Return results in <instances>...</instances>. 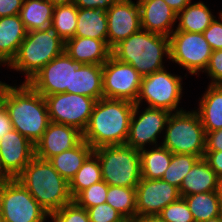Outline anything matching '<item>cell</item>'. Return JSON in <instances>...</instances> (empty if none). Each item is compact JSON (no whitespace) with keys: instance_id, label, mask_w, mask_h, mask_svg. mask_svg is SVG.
I'll return each instance as SVG.
<instances>
[{"instance_id":"1","label":"cell","mask_w":222,"mask_h":222,"mask_svg":"<svg viewBox=\"0 0 222 222\" xmlns=\"http://www.w3.org/2000/svg\"><path fill=\"white\" fill-rule=\"evenodd\" d=\"M135 103L100 98L96 101L83 140L93 149L124 145L129 133Z\"/></svg>"},{"instance_id":"2","label":"cell","mask_w":222,"mask_h":222,"mask_svg":"<svg viewBox=\"0 0 222 222\" xmlns=\"http://www.w3.org/2000/svg\"><path fill=\"white\" fill-rule=\"evenodd\" d=\"M3 105L12 127L35 145L50 123L45 97L28 83L19 86L6 83Z\"/></svg>"},{"instance_id":"3","label":"cell","mask_w":222,"mask_h":222,"mask_svg":"<svg viewBox=\"0 0 222 222\" xmlns=\"http://www.w3.org/2000/svg\"><path fill=\"white\" fill-rule=\"evenodd\" d=\"M16 179L49 214L73 201L69 183L48 160L35 156Z\"/></svg>"},{"instance_id":"4","label":"cell","mask_w":222,"mask_h":222,"mask_svg":"<svg viewBox=\"0 0 222 222\" xmlns=\"http://www.w3.org/2000/svg\"><path fill=\"white\" fill-rule=\"evenodd\" d=\"M111 55L118 61L132 65L142 76L165 68L163 57L169 59V37L140 29L117 44Z\"/></svg>"},{"instance_id":"5","label":"cell","mask_w":222,"mask_h":222,"mask_svg":"<svg viewBox=\"0 0 222 222\" xmlns=\"http://www.w3.org/2000/svg\"><path fill=\"white\" fill-rule=\"evenodd\" d=\"M65 42L50 27L27 32L15 58L8 65L25 73L27 83L39 70L64 52Z\"/></svg>"},{"instance_id":"6","label":"cell","mask_w":222,"mask_h":222,"mask_svg":"<svg viewBox=\"0 0 222 222\" xmlns=\"http://www.w3.org/2000/svg\"><path fill=\"white\" fill-rule=\"evenodd\" d=\"M101 165L102 180L108 185L136 188L142 179L140 151L113 145L94 149Z\"/></svg>"},{"instance_id":"7","label":"cell","mask_w":222,"mask_h":222,"mask_svg":"<svg viewBox=\"0 0 222 222\" xmlns=\"http://www.w3.org/2000/svg\"><path fill=\"white\" fill-rule=\"evenodd\" d=\"M161 145L173 154H191L203 158L206 132L195 110L171 113Z\"/></svg>"},{"instance_id":"8","label":"cell","mask_w":222,"mask_h":222,"mask_svg":"<svg viewBox=\"0 0 222 222\" xmlns=\"http://www.w3.org/2000/svg\"><path fill=\"white\" fill-rule=\"evenodd\" d=\"M181 82V76L171 74L165 68L142 77L135 104L140 105L144 100L151 108L164 109L170 113L183 111V108H178L183 96Z\"/></svg>"},{"instance_id":"9","label":"cell","mask_w":222,"mask_h":222,"mask_svg":"<svg viewBox=\"0 0 222 222\" xmlns=\"http://www.w3.org/2000/svg\"><path fill=\"white\" fill-rule=\"evenodd\" d=\"M3 222H45L50 214L15 178L0 185Z\"/></svg>"},{"instance_id":"10","label":"cell","mask_w":222,"mask_h":222,"mask_svg":"<svg viewBox=\"0 0 222 222\" xmlns=\"http://www.w3.org/2000/svg\"><path fill=\"white\" fill-rule=\"evenodd\" d=\"M169 51V60L191 75H199L206 70L213 52L203 33L184 31H173L169 36Z\"/></svg>"},{"instance_id":"11","label":"cell","mask_w":222,"mask_h":222,"mask_svg":"<svg viewBox=\"0 0 222 222\" xmlns=\"http://www.w3.org/2000/svg\"><path fill=\"white\" fill-rule=\"evenodd\" d=\"M50 122L64 124L85 131L96 99L74 93L45 96Z\"/></svg>"},{"instance_id":"12","label":"cell","mask_w":222,"mask_h":222,"mask_svg":"<svg viewBox=\"0 0 222 222\" xmlns=\"http://www.w3.org/2000/svg\"><path fill=\"white\" fill-rule=\"evenodd\" d=\"M142 76L130 64L118 61L112 55L102 65L103 97L135 103Z\"/></svg>"},{"instance_id":"13","label":"cell","mask_w":222,"mask_h":222,"mask_svg":"<svg viewBox=\"0 0 222 222\" xmlns=\"http://www.w3.org/2000/svg\"><path fill=\"white\" fill-rule=\"evenodd\" d=\"M140 107L137 104L134 106L126 140L127 146L139 151L145 149L146 144L158 146V135L161 132L164 134L167 120L171 114L167 110L151 107H146L140 114Z\"/></svg>"},{"instance_id":"14","label":"cell","mask_w":222,"mask_h":222,"mask_svg":"<svg viewBox=\"0 0 222 222\" xmlns=\"http://www.w3.org/2000/svg\"><path fill=\"white\" fill-rule=\"evenodd\" d=\"M72 58L64 51L47 63L27 83L42 96L70 93Z\"/></svg>"},{"instance_id":"15","label":"cell","mask_w":222,"mask_h":222,"mask_svg":"<svg viewBox=\"0 0 222 222\" xmlns=\"http://www.w3.org/2000/svg\"><path fill=\"white\" fill-rule=\"evenodd\" d=\"M181 198L179 188L162 179L142 178L136 186V215H158Z\"/></svg>"},{"instance_id":"16","label":"cell","mask_w":222,"mask_h":222,"mask_svg":"<svg viewBox=\"0 0 222 222\" xmlns=\"http://www.w3.org/2000/svg\"><path fill=\"white\" fill-rule=\"evenodd\" d=\"M35 157V145L14 128L0 139V166L15 179Z\"/></svg>"},{"instance_id":"17","label":"cell","mask_w":222,"mask_h":222,"mask_svg":"<svg viewBox=\"0 0 222 222\" xmlns=\"http://www.w3.org/2000/svg\"><path fill=\"white\" fill-rule=\"evenodd\" d=\"M106 15L108 20L107 45L111 50L141 29L138 2L122 0L109 7Z\"/></svg>"},{"instance_id":"18","label":"cell","mask_w":222,"mask_h":222,"mask_svg":"<svg viewBox=\"0 0 222 222\" xmlns=\"http://www.w3.org/2000/svg\"><path fill=\"white\" fill-rule=\"evenodd\" d=\"M83 140L78 129L50 122L43 136L35 144V156L49 160L55 155L76 147Z\"/></svg>"},{"instance_id":"19","label":"cell","mask_w":222,"mask_h":222,"mask_svg":"<svg viewBox=\"0 0 222 222\" xmlns=\"http://www.w3.org/2000/svg\"><path fill=\"white\" fill-rule=\"evenodd\" d=\"M141 29L169 37L177 22V13L164 0H137Z\"/></svg>"},{"instance_id":"20","label":"cell","mask_w":222,"mask_h":222,"mask_svg":"<svg viewBox=\"0 0 222 222\" xmlns=\"http://www.w3.org/2000/svg\"><path fill=\"white\" fill-rule=\"evenodd\" d=\"M64 51L80 64L103 65L111 56V49L103 40L89 37L66 40Z\"/></svg>"},{"instance_id":"21","label":"cell","mask_w":222,"mask_h":222,"mask_svg":"<svg viewBox=\"0 0 222 222\" xmlns=\"http://www.w3.org/2000/svg\"><path fill=\"white\" fill-rule=\"evenodd\" d=\"M70 93L99 100L103 98L102 65L80 64L72 59Z\"/></svg>"},{"instance_id":"22","label":"cell","mask_w":222,"mask_h":222,"mask_svg":"<svg viewBox=\"0 0 222 222\" xmlns=\"http://www.w3.org/2000/svg\"><path fill=\"white\" fill-rule=\"evenodd\" d=\"M27 30L19 14L0 17V65L8 67L15 58Z\"/></svg>"},{"instance_id":"23","label":"cell","mask_w":222,"mask_h":222,"mask_svg":"<svg viewBox=\"0 0 222 222\" xmlns=\"http://www.w3.org/2000/svg\"><path fill=\"white\" fill-rule=\"evenodd\" d=\"M218 176L204 158H200L186 174L179 188L181 197L217 191Z\"/></svg>"},{"instance_id":"24","label":"cell","mask_w":222,"mask_h":222,"mask_svg":"<svg viewBox=\"0 0 222 222\" xmlns=\"http://www.w3.org/2000/svg\"><path fill=\"white\" fill-rule=\"evenodd\" d=\"M201 97L199 108L195 111L205 132L222 129V85L209 84Z\"/></svg>"},{"instance_id":"25","label":"cell","mask_w":222,"mask_h":222,"mask_svg":"<svg viewBox=\"0 0 222 222\" xmlns=\"http://www.w3.org/2000/svg\"><path fill=\"white\" fill-rule=\"evenodd\" d=\"M108 20L105 10L78 8L74 37H89L107 44Z\"/></svg>"},{"instance_id":"26","label":"cell","mask_w":222,"mask_h":222,"mask_svg":"<svg viewBox=\"0 0 222 222\" xmlns=\"http://www.w3.org/2000/svg\"><path fill=\"white\" fill-rule=\"evenodd\" d=\"M94 152V149L82 140L73 149L63 151L48 161L53 168L69 183L78 172L85 160Z\"/></svg>"},{"instance_id":"27","label":"cell","mask_w":222,"mask_h":222,"mask_svg":"<svg viewBox=\"0 0 222 222\" xmlns=\"http://www.w3.org/2000/svg\"><path fill=\"white\" fill-rule=\"evenodd\" d=\"M54 7L48 0H24L19 16L27 32L50 28Z\"/></svg>"},{"instance_id":"28","label":"cell","mask_w":222,"mask_h":222,"mask_svg":"<svg viewBox=\"0 0 222 222\" xmlns=\"http://www.w3.org/2000/svg\"><path fill=\"white\" fill-rule=\"evenodd\" d=\"M216 17L204 2L188 4L177 14V26L174 31L203 33Z\"/></svg>"},{"instance_id":"29","label":"cell","mask_w":222,"mask_h":222,"mask_svg":"<svg viewBox=\"0 0 222 222\" xmlns=\"http://www.w3.org/2000/svg\"><path fill=\"white\" fill-rule=\"evenodd\" d=\"M173 153L162 146L151 147L140 151L142 178L157 180L161 179L169 167Z\"/></svg>"},{"instance_id":"30","label":"cell","mask_w":222,"mask_h":222,"mask_svg":"<svg viewBox=\"0 0 222 222\" xmlns=\"http://www.w3.org/2000/svg\"><path fill=\"white\" fill-rule=\"evenodd\" d=\"M195 222H204L222 215V204L216 191L182 197Z\"/></svg>"},{"instance_id":"31","label":"cell","mask_w":222,"mask_h":222,"mask_svg":"<svg viewBox=\"0 0 222 222\" xmlns=\"http://www.w3.org/2000/svg\"><path fill=\"white\" fill-rule=\"evenodd\" d=\"M101 180V165L98 157L92 153L69 182V191L72 199H74L82 190L87 189Z\"/></svg>"},{"instance_id":"32","label":"cell","mask_w":222,"mask_h":222,"mask_svg":"<svg viewBox=\"0 0 222 222\" xmlns=\"http://www.w3.org/2000/svg\"><path fill=\"white\" fill-rule=\"evenodd\" d=\"M106 203L129 222L136 216V188L108 185Z\"/></svg>"},{"instance_id":"33","label":"cell","mask_w":222,"mask_h":222,"mask_svg":"<svg viewBox=\"0 0 222 222\" xmlns=\"http://www.w3.org/2000/svg\"><path fill=\"white\" fill-rule=\"evenodd\" d=\"M77 14L78 7L74 3L54 7L51 28L64 42L75 35Z\"/></svg>"},{"instance_id":"34","label":"cell","mask_w":222,"mask_h":222,"mask_svg":"<svg viewBox=\"0 0 222 222\" xmlns=\"http://www.w3.org/2000/svg\"><path fill=\"white\" fill-rule=\"evenodd\" d=\"M200 158L191 154H173L170 165L161 179L180 188L186 174Z\"/></svg>"},{"instance_id":"35","label":"cell","mask_w":222,"mask_h":222,"mask_svg":"<svg viewBox=\"0 0 222 222\" xmlns=\"http://www.w3.org/2000/svg\"><path fill=\"white\" fill-rule=\"evenodd\" d=\"M108 184L101 180L82 190L73 201L80 207L88 209L106 203Z\"/></svg>"},{"instance_id":"36","label":"cell","mask_w":222,"mask_h":222,"mask_svg":"<svg viewBox=\"0 0 222 222\" xmlns=\"http://www.w3.org/2000/svg\"><path fill=\"white\" fill-rule=\"evenodd\" d=\"M51 222H90L87 210L74 201L50 214Z\"/></svg>"},{"instance_id":"37","label":"cell","mask_w":222,"mask_h":222,"mask_svg":"<svg viewBox=\"0 0 222 222\" xmlns=\"http://www.w3.org/2000/svg\"><path fill=\"white\" fill-rule=\"evenodd\" d=\"M166 222H195L186 201L181 197L158 214Z\"/></svg>"},{"instance_id":"38","label":"cell","mask_w":222,"mask_h":222,"mask_svg":"<svg viewBox=\"0 0 222 222\" xmlns=\"http://www.w3.org/2000/svg\"><path fill=\"white\" fill-rule=\"evenodd\" d=\"M87 210L90 222H128L118 211L108 203H103Z\"/></svg>"},{"instance_id":"39","label":"cell","mask_w":222,"mask_h":222,"mask_svg":"<svg viewBox=\"0 0 222 222\" xmlns=\"http://www.w3.org/2000/svg\"><path fill=\"white\" fill-rule=\"evenodd\" d=\"M212 80L211 85H222V49L214 50L210 56L206 70Z\"/></svg>"},{"instance_id":"40","label":"cell","mask_w":222,"mask_h":222,"mask_svg":"<svg viewBox=\"0 0 222 222\" xmlns=\"http://www.w3.org/2000/svg\"><path fill=\"white\" fill-rule=\"evenodd\" d=\"M203 35L213 51L222 49V15L220 13L218 20L215 18L204 30Z\"/></svg>"},{"instance_id":"41","label":"cell","mask_w":222,"mask_h":222,"mask_svg":"<svg viewBox=\"0 0 222 222\" xmlns=\"http://www.w3.org/2000/svg\"><path fill=\"white\" fill-rule=\"evenodd\" d=\"M122 0H74L78 8L101 9L107 11L109 7Z\"/></svg>"},{"instance_id":"42","label":"cell","mask_w":222,"mask_h":222,"mask_svg":"<svg viewBox=\"0 0 222 222\" xmlns=\"http://www.w3.org/2000/svg\"><path fill=\"white\" fill-rule=\"evenodd\" d=\"M23 2L24 0H0V17L18 15Z\"/></svg>"},{"instance_id":"43","label":"cell","mask_w":222,"mask_h":222,"mask_svg":"<svg viewBox=\"0 0 222 222\" xmlns=\"http://www.w3.org/2000/svg\"><path fill=\"white\" fill-rule=\"evenodd\" d=\"M205 151H222V129L206 132Z\"/></svg>"},{"instance_id":"44","label":"cell","mask_w":222,"mask_h":222,"mask_svg":"<svg viewBox=\"0 0 222 222\" xmlns=\"http://www.w3.org/2000/svg\"><path fill=\"white\" fill-rule=\"evenodd\" d=\"M217 176H222V151H205L203 157Z\"/></svg>"},{"instance_id":"45","label":"cell","mask_w":222,"mask_h":222,"mask_svg":"<svg viewBox=\"0 0 222 222\" xmlns=\"http://www.w3.org/2000/svg\"><path fill=\"white\" fill-rule=\"evenodd\" d=\"M12 123L4 105L0 108V139L12 130Z\"/></svg>"},{"instance_id":"46","label":"cell","mask_w":222,"mask_h":222,"mask_svg":"<svg viewBox=\"0 0 222 222\" xmlns=\"http://www.w3.org/2000/svg\"><path fill=\"white\" fill-rule=\"evenodd\" d=\"M177 14L182 11L192 0H164Z\"/></svg>"},{"instance_id":"47","label":"cell","mask_w":222,"mask_h":222,"mask_svg":"<svg viewBox=\"0 0 222 222\" xmlns=\"http://www.w3.org/2000/svg\"><path fill=\"white\" fill-rule=\"evenodd\" d=\"M129 222H166V221L162 219L159 215H140V216L136 215Z\"/></svg>"},{"instance_id":"48","label":"cell","mask_w":222,"mask_h":222,"mask_svg":"<svg viewBox=\"0 0 222 222\" xmlns=\"http://www.w3.org/2000/svg\"><path fill=\"white\" fill-rule=\"evenodd\" d=\"M5 92H6V83L0 81V108L3 106V99L5 96Z\"/></svg>"},{"instance_id":"49","label":"cell","mask_w":222,"mask_h":222,"mask_svg":"<svg viewBox=\"0 0 222 222\" xmlns=\"http://www.w3.org/2000/svg\"><path fill=\"white\" fill-rule=\"evenodd\" d=\"M50 1L54 6H60V5H67L74 3V0H48Z\"/></svg>"},{"instance_id":"50","label":"cell","mask_w":222,"mask_h":222,"mask_svg":"<svg viewBox=\"0 0 222 222\" xmlns=\"http://www.w3.org/2000/svg\"><path fill=\"white\" fill-rule=\"evenodd\" d=\"M217 195L221 201L222 204V176L218 177V182H217Z\"/></svg>"},{"instance_id":"51","label":"cell","mask_w":222,"mask_h":222,"mask_svg":"<svg viewBox=\"0 0 222 222\" xmlns=\"http://www.w3.org/2000/svg\"><path fill=\"white\" fill-rule=\"evenodd\" d=\"M10 178L5 174V172L2 170L0 166V185L4 182L8 181Z\"/></svg>"},{"instance_id":"52","label":"cell","mask_w":222,"mask_h":222,"mask_svg":"<svg viewBox=\"0 0 222 222\" xmlns=\"http://www.w3.org/2000/svg\"><path fill=\"white\" fill-rule=\"evenodd\" d=\"M204 222H222V215Z\"/></svg>"},{"instance_id":"53","label":"cell","mask_w":222,"mask_h":222,"mask_svg":"<svg viewBox=\"0 0 222 222\" xmlns=\"http://www.w3.org/2000/svg\"><path fill=\"white\" fill-rule=\"evenodd\" d=\"M0 222H3L1 210H0Z\"/></svg>"}]
</instances>
